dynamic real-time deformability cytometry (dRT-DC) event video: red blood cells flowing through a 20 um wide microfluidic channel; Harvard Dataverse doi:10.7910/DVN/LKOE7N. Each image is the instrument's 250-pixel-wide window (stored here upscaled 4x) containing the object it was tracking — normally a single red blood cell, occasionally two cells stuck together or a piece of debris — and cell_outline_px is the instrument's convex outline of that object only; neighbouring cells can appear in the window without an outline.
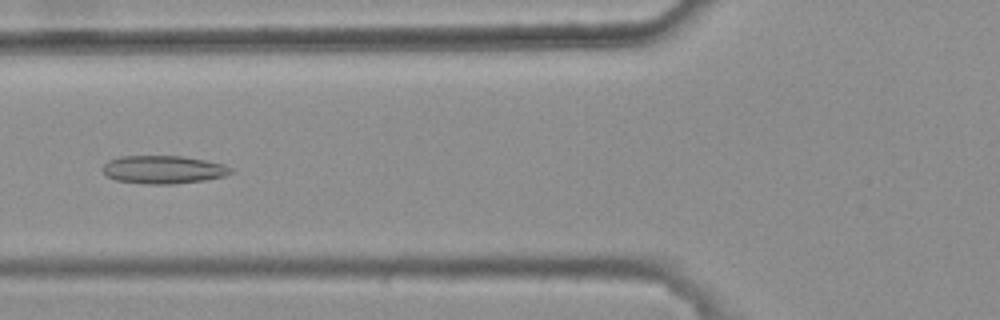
{"species": "common noctule bat (a hibernating species)", "species_latin": "Nyctalus noctula", "temperature_condition": "warm", "stored_images_in_passage": 40, "camera_frame_rate_fps": 3000, "um_per_image_px": 0.085, "animal": {"sex": "female", "body_mass_g": 25.1}, "frame": {"image": 1, "passage_image": 15, "time_ms": 4.667, "image_size_px": [1000, 320], "cell_outline_px": [[232, 172], [224, 176], [204, 180], [172, 184], [144, 184], [116, 180], [108, 176], [100, 168], [108, 160], [120, 156], [180, 156], [204, 160], [224, 164], [232, 168]], "centroid_in_image_um": [13.85, 14.41], "position_along_channel_um": 111.9, "area_um2": 20.92}}
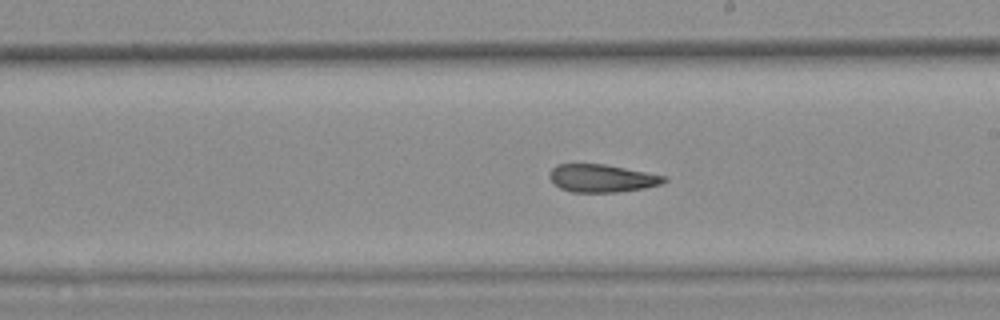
{"frame": {"image": 2, "passage_image": 25, "time_ms": 8.0, "image_size_px": [1000, 320], "cell_outline_px": [[668, 180], [660, 184], [644, 188], [620, 192], [572, 192], [560, 188], [548, 176], [552, 168], [556, 164], [604, 164], [668, 176]], "centroid_in_image_um": [51.18, 15.15], "position_along_channel_um": 237.8, "area_um2": 18.55}}
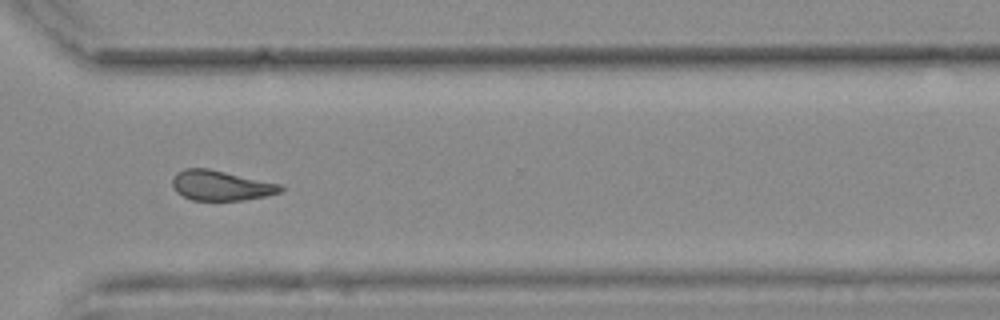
{"frame": {"image": 3, "passage_image": 34, "time_ms": 11.0, "image_size_px": [1000, 320], "cell_outline_px": [[284, 188], [280, 192], [268, 196], [244, 200], [192, 200], [176, 192], [172, 184], [172, 180], [176, 172], [184, 168], [208, 168], [284, 184]], "centroid_in_image_um": [18.82, 15.76], "position_along_channel_um": 351.8, "area_um2": 19.19}, "authors_computed_cell_mechanics": {"area_um2": 19.5942, "velocity_mm_per_s": 3.7846, "shape_relaxation_time_tau1_ms": null, "shape_relaxation_time_tau2_ms": 2.7874, "deformation_change_tau1": null, "deformation_change_tau2": 0.1096}}